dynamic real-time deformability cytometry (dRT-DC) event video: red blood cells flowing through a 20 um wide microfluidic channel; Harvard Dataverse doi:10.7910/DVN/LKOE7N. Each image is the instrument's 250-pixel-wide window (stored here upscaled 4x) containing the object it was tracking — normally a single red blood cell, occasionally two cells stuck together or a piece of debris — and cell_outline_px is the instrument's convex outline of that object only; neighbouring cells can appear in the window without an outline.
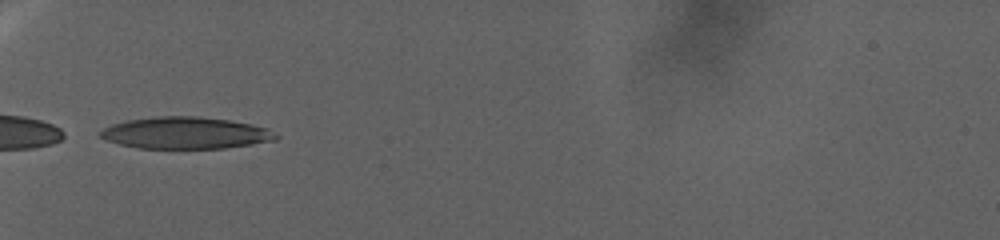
{"species": "human", "species_latin": "Homo sapiens", "temperature_condition": "warm", "stored_images_in_passage": 80, "camera_frame_rate_fps": 3000, "um_per_image_px": 0.085, "donor": {"sex": "female"}, "frame": {"image": 1, "passage_image": 1, "time_ms": 0.0, "image_size_px": [1000, 240], "cell_outline_px": [[280, 136], [276, 140], [252, 144], [224, 148], [140, 148], [120, 144], [108, 140], [100, 136], [100, 132], [104, 128], [112, 124], [128, 120], [156, 116], [200, 116], [228, 120], [268, 128]], "centroid_in_image_um": [15.8, 11.3], "position_along_channel_um": 69.2, "area_um2": 32.31}}
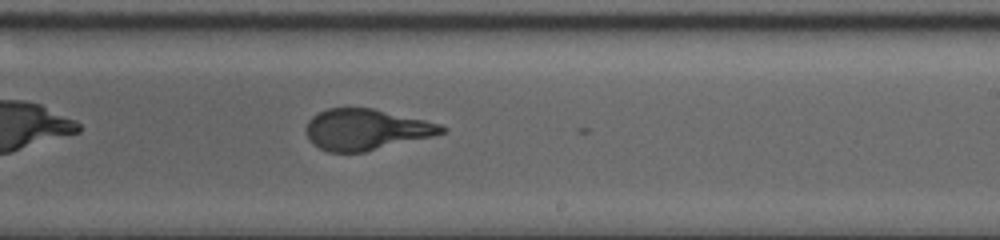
{"frame": {"image": 2, "passage_image": 37, "time_ms": 12.0, "image_size_px": [1000, 240], "cell_outline_px": [[448, 128], [444, 132], [432, 136], [364, 152], [328, 152], [312, 144], [308, 140], [304, 128], [308, 120], [312, 116], [328, 108], [372, 108], [424, 120], [440, 124]], "centroid_in_image_um": [31.06, 11.01], "position_along_channel_um": 257.9, "area_um2": 32.25}}
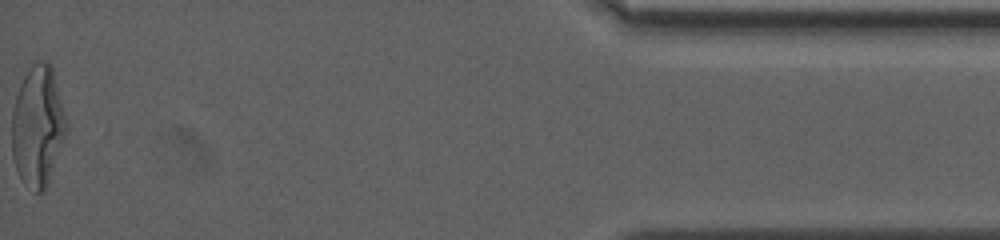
{"frame": {"image": 3, "passage_image": 80, "time_ms": 26.333, "image_size_px": [1000, 240], "cell_outline_px": [[68, 128], [48, 184], [44, 192], [36, 192], [24, 184], [16, 168], [12, 156], [12, 112], [16, 96], [20, 84], [24, 76], [32, 64], [36, 60], [44, 60], [52, 68], [68, 124]], "centroid_in_image_um": [3.21, 10.74], "position_along_channel_um": 432.0, "area_um2": 38.21}}